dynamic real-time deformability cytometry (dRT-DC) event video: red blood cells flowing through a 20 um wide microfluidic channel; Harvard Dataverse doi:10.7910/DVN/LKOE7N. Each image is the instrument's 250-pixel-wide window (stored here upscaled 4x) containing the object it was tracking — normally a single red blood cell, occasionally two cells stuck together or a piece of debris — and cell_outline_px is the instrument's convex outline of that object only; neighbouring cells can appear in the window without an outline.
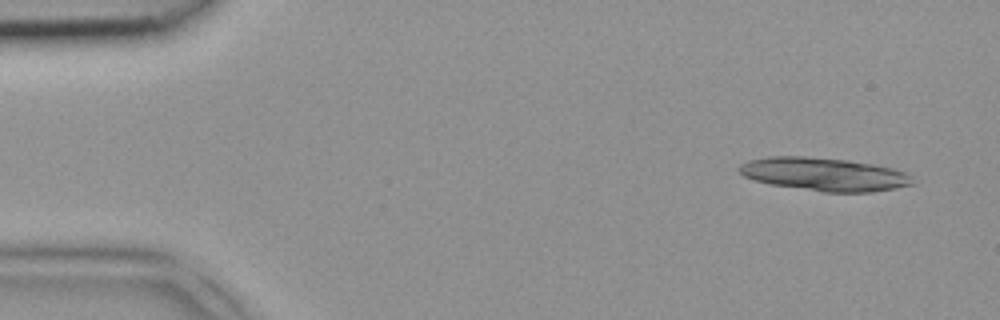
{"species": "common noctule bat (a hibernating species)", "species_latin": "Nyctalus noctula", "temperature_condition": "room temperature", "stored_images_in_passage": 4, "segment_of_instrument_passage": [2, 2], "camera_frame_rate_fps": 3000, "um_per_image_px": 0.085, "animal": {"sex": "female", "body_mass_g": 18.4}, "frame": {"image": 1, "passage_image": 4, "time_ms": 1.0, "image_size_px": [1000, 320], "cell_outline_px": [[916, 184], [896, 188], [872, 192], [824, 192], [772, 184], [756, 180], [744, 176], [736, 168], [740, 164], [748, 160], [768, 156], [804, 156], [848, 160], [872, 164], [892, 168], [904, 172], [912, 176]], "centroid_in_image_um": [70.07, 14.81], "position_along_channel_um": 14.9, "area_um2": 33.58}}